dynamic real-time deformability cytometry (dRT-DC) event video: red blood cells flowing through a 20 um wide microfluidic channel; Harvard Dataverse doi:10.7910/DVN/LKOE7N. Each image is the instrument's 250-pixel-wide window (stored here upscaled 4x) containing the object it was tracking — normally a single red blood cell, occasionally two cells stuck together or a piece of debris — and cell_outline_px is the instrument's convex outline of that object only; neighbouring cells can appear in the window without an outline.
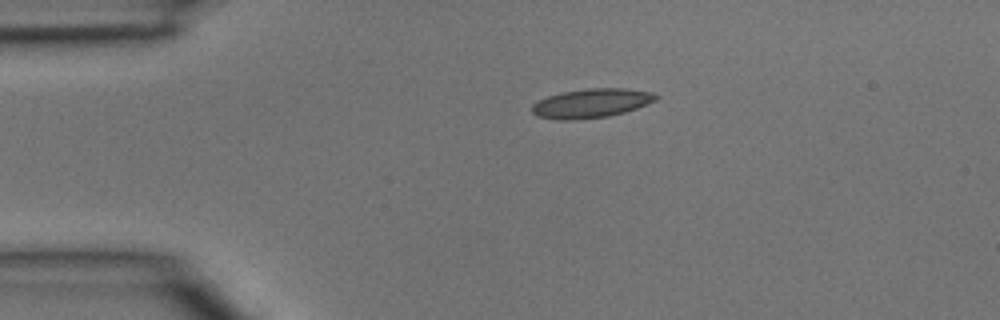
{"species": "common noctule bat (a hibernating species)", "species_latin": "Nyctalus noctula", "temperature_condition": "room temperature", "stored_images_in_passage": 36, "camera_frame_rate_fps": 3000, "um_per_image_px": 0.085, "animal": {"sex": "male", "body_mass_g": 15.6}, "frame": {"image": 1, "passage_image": 1, "time_ms": 0.0, "image_size_px": [1000, 320], "cell_outline_px": [[660, 96], [656, 100], [636, 108], [624, 112], [608, 116], [576, 120], [560, 120], [536, 116], [532, 112], [532, 104], [548, 96], [564, 92], [588, 88], [624, 88], [652, 92]], "centroid_in_image_um": [50.26, 8.78], "position_along_channel_um": 34.7, "area_um2": 20.92}}
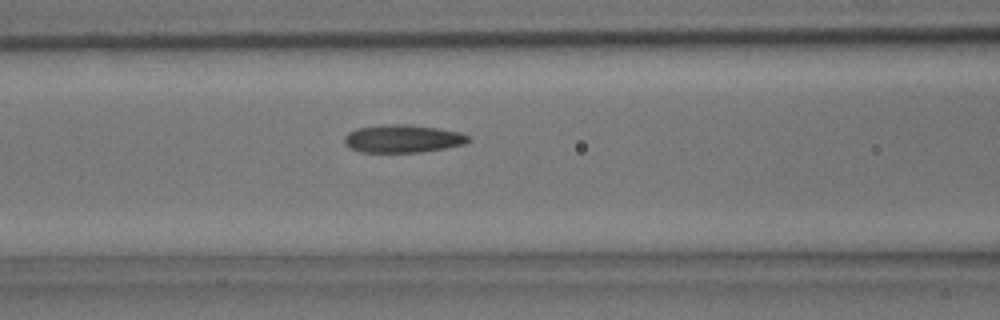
{"frame": {"image": 2, "passage_image": 10, "time_ms": 3.0, "image_size_px": [1000, 320], "cell_outline_px": [[472, 140], [464, 144], [444, 148], [420, 152], [360, 152], [348, 148], [344, 144], [344, 136], [348, 132], [356, 128], [388, 124], [408, 124], [436, 128], [460, 132], [472, 136]], "centroid_in_image_um": [34.22, 11.79], "position_along_channel_um": 132.4, "area_um2": 20.35}}
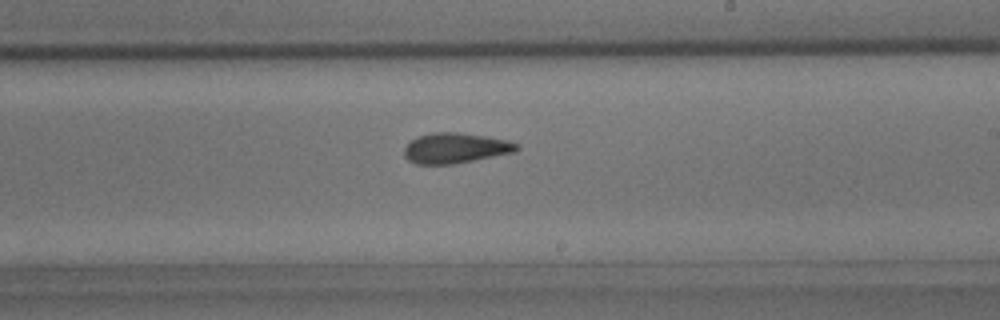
{"frame": {"image": 3, "passage_image": 18, "time_ms": 5.667, "image_size_px": [1000, 320], "cell_outline_px": [[520, 148], [516, 152], [456, 164], [416, 164], [408, 160], [404, 156], [404, 148], [416, 136], [432, 132], [456, 132], [484, 136], [508, 140], [520, 144]], "centroid_in_image_um": [38.73, 12.59], "position_along_channel_um": 250.3, "area_um2": 20.11}}